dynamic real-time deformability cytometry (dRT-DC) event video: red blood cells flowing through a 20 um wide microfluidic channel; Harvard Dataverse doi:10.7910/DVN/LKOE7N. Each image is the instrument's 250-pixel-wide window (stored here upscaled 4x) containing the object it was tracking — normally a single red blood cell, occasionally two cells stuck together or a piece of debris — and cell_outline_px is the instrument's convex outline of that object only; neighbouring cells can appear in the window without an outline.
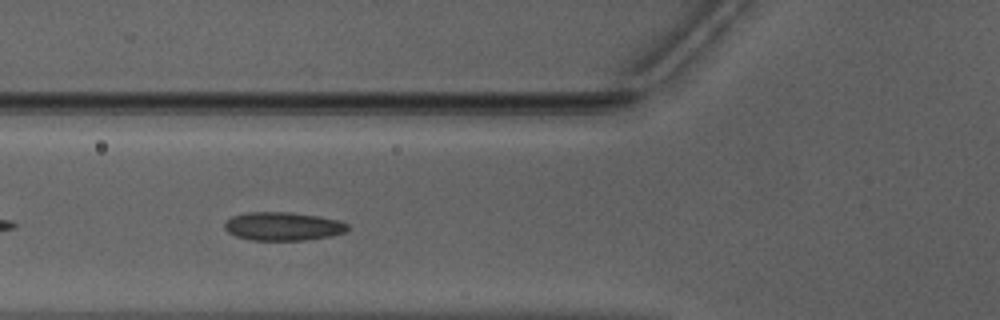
{"species": "Egyptian fruit bat (a non-hibernating species)", "species_latin": "Rousettus aegyptiacus", "temperature_condition": "warm", "stored_images_in_passage": 39, "camera_frame_rate_fps": 3000, "um_per_image_px": 0.085, "animal": {"sex": "male"}, "frame": {"image": 1, "passage_image": 5, "time_ms": 1.333, "image_size_px": [1000, 320], "cell_outline_px": [[348, 228], [344, 232], [332, 236], [304, 240], [248, 240], [236, 236], [228, 232], [224, 228], [224, 224], [232, 216], [248, 212], [288, 212], [316, 216], [340, 220], [348, 224]], "centroid_in_image_um": [24.04, 19.24], "position_along_channel_um": 101.8, "area_um2": 20.35}}
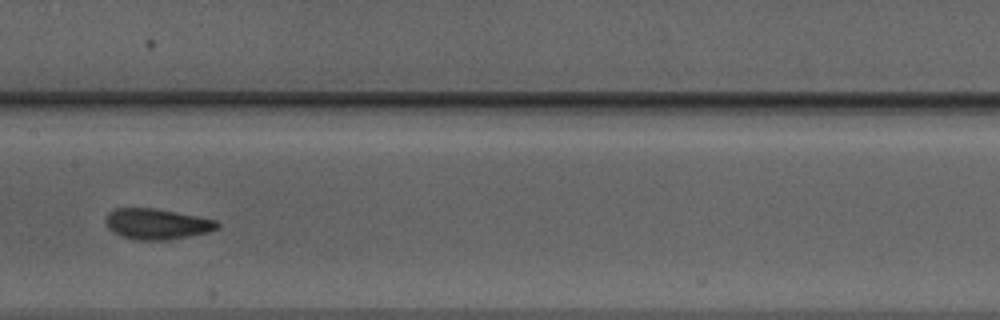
{"frame": {"image": 2, "passage_image": 12, "time_ms": 3.667, "image_size_px": [1000, 320], "cell_outline_px": [[220, 228], [208, 232], [168, 240], [136, 240], [120, 236], [112, 232], [108, 228], [104, 220], [108, 212], [116, 208], [156, 208], [216, 220], [220, 224]], "centroid_in_image_um": [13.31, 19.04], "position_along_channel_um": 194.1, "area_um2": 20.11}}
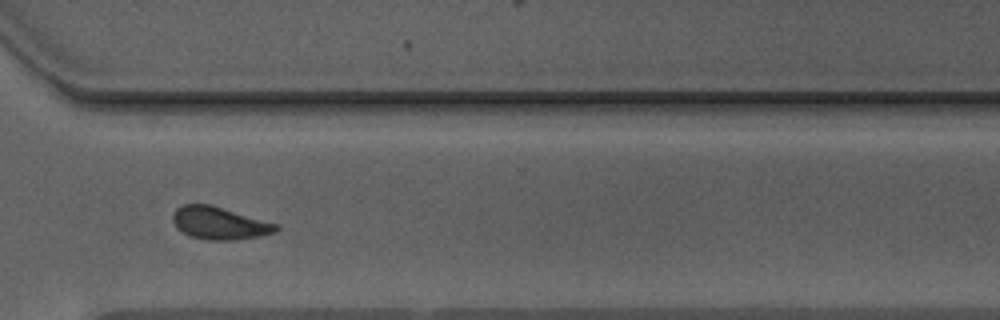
{"frame": {"image": 3, "passage_image": 24, "time_ms": 7.667, "image_size_px": [1000, 320], "cell_outline_px": [[280, 228], [276, 232], [260, 236], [232, 240], [208, 240], [192, 236], [176, 228], [172, 220], [172, 216], [176, 208], [184, 204], [212, 204], [280, 224]], "centroid_in_image_um": [18.69, 18.95], "position_along_channel_um": 351.9, "area_um2": 19.83}}